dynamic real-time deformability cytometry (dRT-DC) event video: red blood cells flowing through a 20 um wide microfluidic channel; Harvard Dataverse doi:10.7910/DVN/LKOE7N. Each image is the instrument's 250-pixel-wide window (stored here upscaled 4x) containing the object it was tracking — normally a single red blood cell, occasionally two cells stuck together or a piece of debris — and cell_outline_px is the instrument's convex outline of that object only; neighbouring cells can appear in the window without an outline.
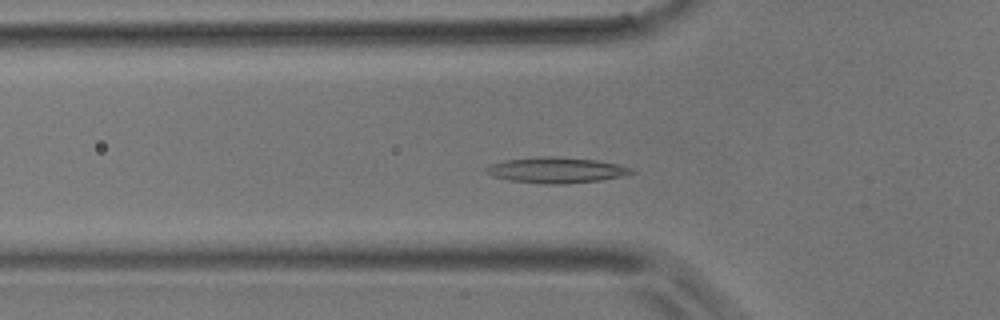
{"species": "common noctule bat (a hibernating species)", "species_latin": "Nyctalus noctula", "temperature_condition": "room temperature", "stored_images_in_passage": 44, "camera_frame_rate_fps": 3000, "um_per_image_px": 0.085, "animal": {"sex": "male", "body_mass_g": 17.9}, "frame": {"image": 1, "passage_image": 13, "time_ms": 4.0, "image_size_px": [1000, 320], "cell_outline_px": [[636, 172], [620, 176], [600, 180], [564, 184], [544, 184], [508, 180], [484, 172], [484, 168], [488, 164], [504, 160], [540, 156], [552, 156], [596, 160], [616, 164], [632, 168]], "centroid_in_image_um": [47.23, 14.45], "position_along_channel_um": 78.6, "area_um2": 21.73}}
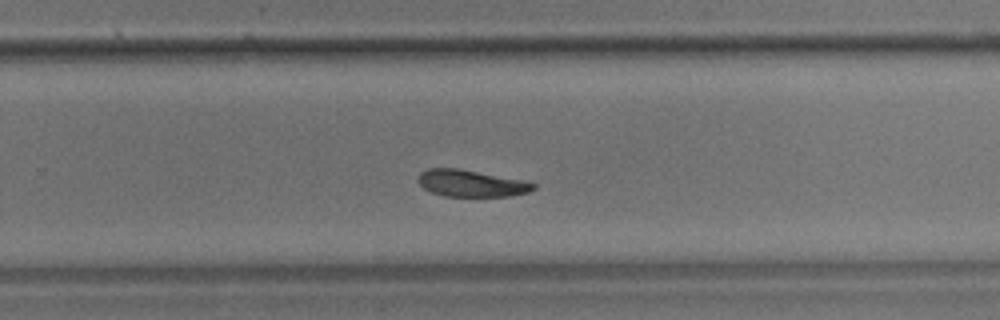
{"frame": {"image": 2, "passage_image": 28, "time_ms": 9.0, "image_size_px": [1000, 320], "cell_outline_px": [[536, 188], [528, 192], [508, 196], [444, 196], [432, 192], [424, 188], [416, 180], [420, 172], [428, 168], [460, 168], [520, 180], [536, 184]], "centroid_in_image_um": [40.0, 15.58], "position_along_channel_um": 289.8, "area_um2": 17.86}}
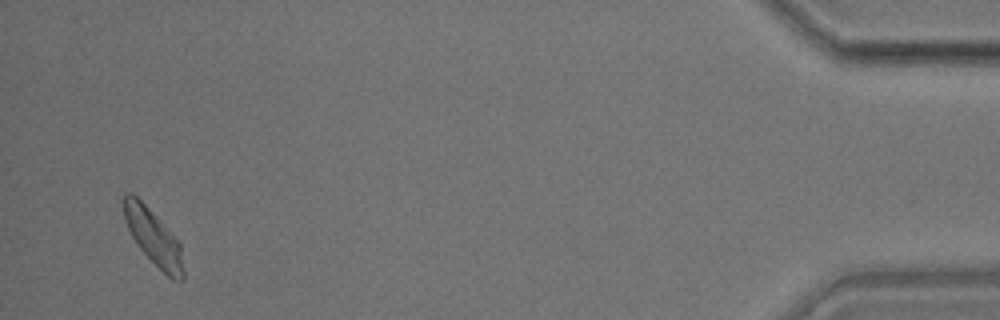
{"frame": {"image": 3, "passage_image": 43, "time_ms": 14.0, "image_size_px": [1000, 320], "cell_outline_px": [[184, 280], [172, 280], [136, 244], [124, 220], [120, 200], [120, 196], [128, 192], [132, 192], [148, 208], [180, 244], [184, 272]], "centroid_in_image_um": [12.97, 20.11], "position_along_channel_um": 422.2, "area_um2": 19.02}}